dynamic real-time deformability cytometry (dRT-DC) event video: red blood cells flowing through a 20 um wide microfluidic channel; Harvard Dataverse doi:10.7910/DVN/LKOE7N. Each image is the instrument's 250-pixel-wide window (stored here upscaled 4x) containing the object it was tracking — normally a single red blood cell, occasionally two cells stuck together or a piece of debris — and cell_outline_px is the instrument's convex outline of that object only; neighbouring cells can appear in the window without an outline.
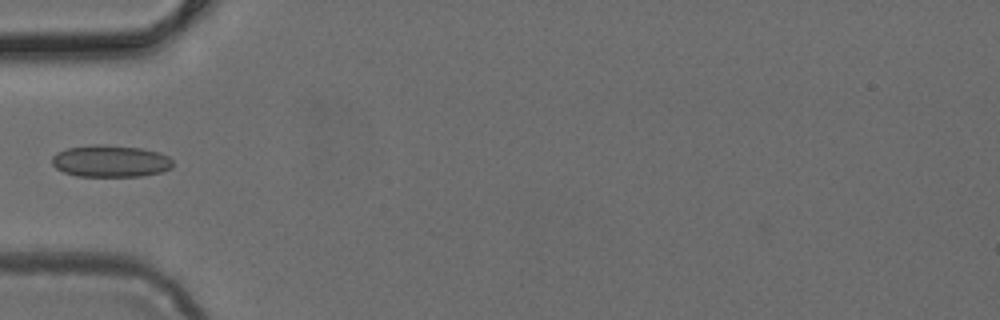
{"species": "common noctule bat (a hibernating species)", "species_latin": "Nyctalus noctula", "temperature_condition": "cold", "stored_images_in_passage": 2, "camera_frame_rate_fps": 3000, "um_per_image_px": 0.085, "animal": {"sex": "female", "body_mass_g": 24.6, "forearm_length_mm": 56.2}, "frame": {"image": 1, "passage_image": 1, "time_ms": 0.0, "image_size_px": [1000, 320], "cell_outline_px": [[172, 168], [160, 172], [140, 176], [76, 176], [64, 172], [56, 168], [52, 164], [52, 156], [56, 152], [68, 148], [92, 144], [104, 144], [140, 148], [160, 152], [168, 156], [172, 160]], "centroid_in_image_um": [9.38, 13.68], "position_along_channel_um": 75.6, "area_um2": 22.6}}
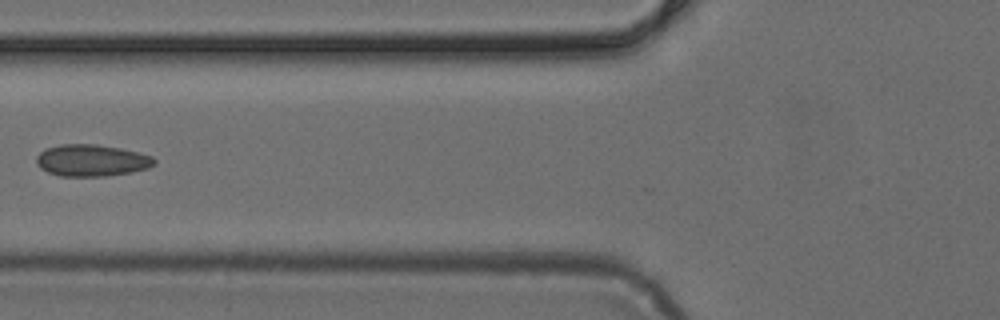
{"frame": {"image": 2, "passage_image": 2, "time_ms": 0.333, "image_size_px": [1000, 320], "cell_outline_px": [[156, 160], [148, 168], [132, 172], [104, 176], [60, 176], [48, 172], [40, 168], [36, 164], [36, 156], [44, 148], [60, 144], [96, 144], [120, 148], [152, 156]], "centroid_in_image_um": [7.73, 13.63], "position_along_channel_um": 118.1, "area_um2": 21.85}}